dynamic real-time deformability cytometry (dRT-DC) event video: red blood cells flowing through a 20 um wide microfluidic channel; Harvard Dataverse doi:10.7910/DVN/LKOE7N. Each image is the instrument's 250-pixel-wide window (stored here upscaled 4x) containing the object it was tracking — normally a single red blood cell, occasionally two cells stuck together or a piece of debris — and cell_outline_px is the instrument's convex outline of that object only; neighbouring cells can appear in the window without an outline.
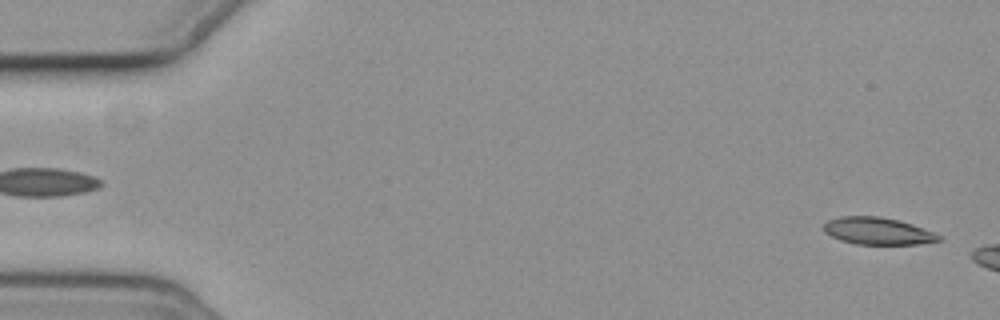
{"species": "common noctule bat (a hibernating species)", "species_latin": "Nyctalus noctula", "temperature_condition": "cold", "stored_images_in_passage": 8, "camera_frame_rate_fps": 3000, "um_per_image_px": 0.085, "animal": {"sex": "female", "body_mass_g": 19.3, "forearm_length_mm": 54.1}, "frame": {"image": 1, "passage_image": 2, "time_ms": 0.333, "image_size_px": [1000, 320], "cell_outline_px": [[944, 236], [940, 240], [920, 244], [856, 244], [840, 240], [824, 232], [824, 224], [828, 220], [840, 216], [876, 216], [896, 220], [912, 224]], "centroid_in_image_um": [74.61, 19.64], "position_along_channel_um": 10.4, "area_um2": 18.09}}